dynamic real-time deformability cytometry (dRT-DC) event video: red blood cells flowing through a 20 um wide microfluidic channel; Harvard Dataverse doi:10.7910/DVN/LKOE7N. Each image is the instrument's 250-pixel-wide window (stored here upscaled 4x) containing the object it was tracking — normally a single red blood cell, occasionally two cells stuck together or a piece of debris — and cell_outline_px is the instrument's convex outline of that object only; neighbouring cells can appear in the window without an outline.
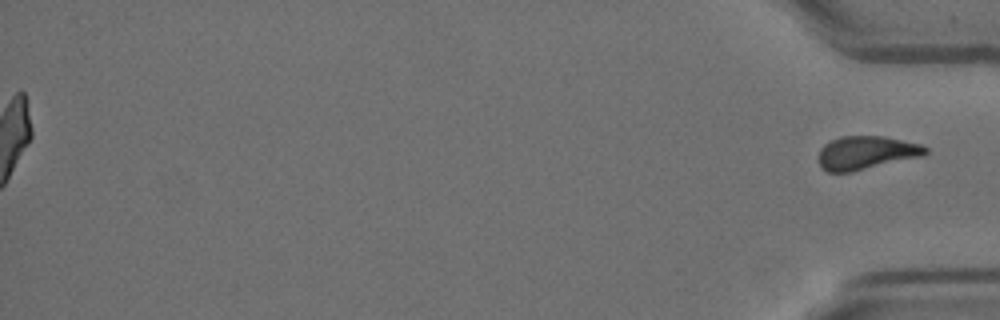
{"species": "Egyptian fruit bat (a non-hibernating species)", "species_latin": "Rousettus aegyptiacus", "temperature_condition": "room temperature", "stored_images_in_passage": 59, "segment_of_instrument_passage": [2, 2], "camera_frame_rate_fps": 3000, "um_per_image_px": 0.085, "animal": {"sex": "female"}, "frame": {"image": 1, "passage_image": 59, "time_ms": 19.333, "image_size_px": [1000, 320], "cell_outline_px": [[928, 152], [924, 156], [852, 172], [828, 172], [820, 168], [820, 148], [824, 144], [840, 136], [884, 136], [924, 144], [928, 148]], "centroid_in_image_um": [73.68, 12.98], "position_along_channel_um": 361.5, "area_um2": 21.1}}